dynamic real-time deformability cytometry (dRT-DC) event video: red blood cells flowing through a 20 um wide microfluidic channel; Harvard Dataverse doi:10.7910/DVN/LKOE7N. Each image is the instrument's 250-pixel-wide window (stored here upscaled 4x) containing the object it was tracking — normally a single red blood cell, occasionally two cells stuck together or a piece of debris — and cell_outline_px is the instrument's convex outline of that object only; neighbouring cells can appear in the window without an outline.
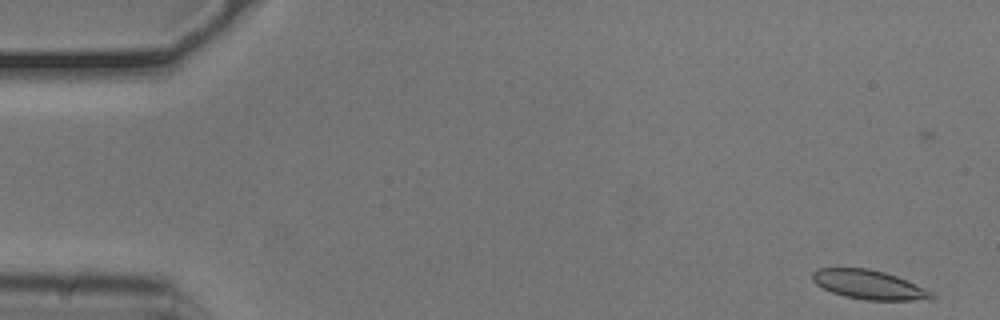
{"species": "common noctule bat (a hibernating species)", "species_latin": "Nyctalus noctula", "temperature_condition": "cold", "stored_images_in_passage": 36, "camera_frame_rate_fps": 3000, "um_per_image_px": 0.085, "animal": {"sex": "male", "body_mass_g": 20.5, "forearm_length_mm": 52.5}, "frame": {"image": 1, "passage_image": 1, "time_ms": 0.0, "image_size_px": [1000, 320], "cell_outline_px": [[936, 296], [932, 300], [864, 300], [844, 296], [832, 292], [816, 284], [812, 280], [812, 272], [816, 268], [868, 268], [884, 272], [896, 276], [924, 288], [932, 292]], "centroid_in_image_um": [73.85, 24.2], "position_along_channel_um": 11.1, "area_um2": 20.23}}
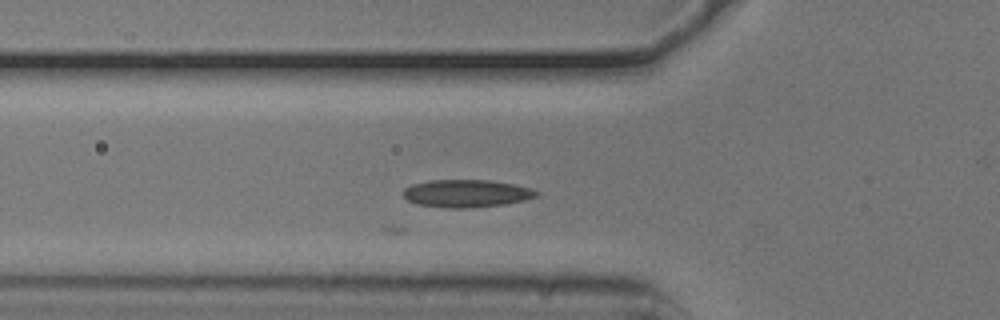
{"frame": {"image": 2, "passage_image": 17, "time_ms": 5.333, "image_size_px": [1000, 320], "cell_outline_px": [[540, 192], [536, 196], [524, 200], [504, 204], [468, 208], [448, 208], [416, 204], [408, 200], [404, 196], [404, 188], [412, 184], [428, 180], [488, 180], [512, 184], [532, 188]], "centroid_in_image_um": [39.64, 16.44], "position_along_channel_um": 86.2, "area_um2": 21.39}}
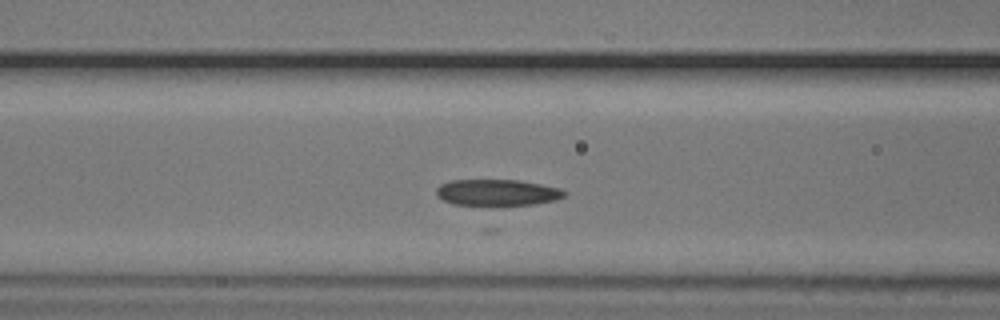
{"frame": {"image": 3, "passage_image": 20, "time_ms": 6.333, "image_size_px": [1000, 320], "cell_outline_px": [[568, 192], [564, 196], [556, 200], [536, 204], [452, 204], [436, 196], [436, 188], [440, 184], [448, 180], [516, 180], [540, 184], [560, 188]], "centroid_in_image_um": [42.25, 16.34], "position_along_channel_um": 124.3, "area_um2": 19.42}}